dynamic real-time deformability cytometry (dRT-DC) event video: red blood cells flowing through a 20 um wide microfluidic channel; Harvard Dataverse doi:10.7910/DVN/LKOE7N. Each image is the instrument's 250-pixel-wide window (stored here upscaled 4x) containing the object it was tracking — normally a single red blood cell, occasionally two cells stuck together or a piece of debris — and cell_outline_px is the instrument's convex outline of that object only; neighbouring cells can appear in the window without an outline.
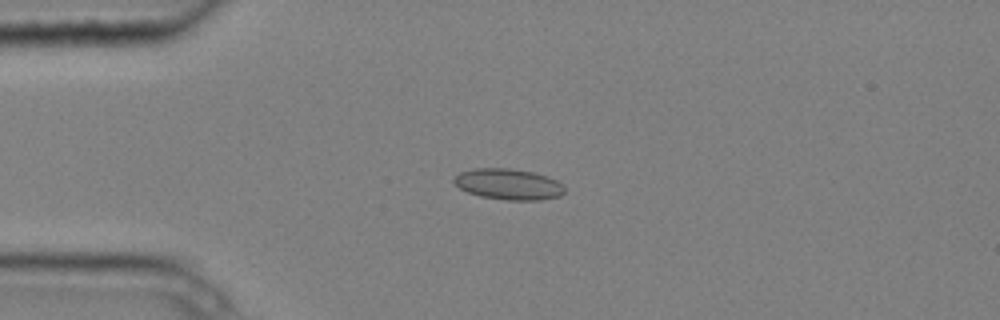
{"species": "common noctule bat (a hibernating species)", "species_latin": "Nyctalus noctula", "temperature_condition": "cold", "stored_images_in_passage": 5, "camera_frame_rate_fps": 3000, "um_per_image_px": 0.085, "animal": {"sex": "male", "body_mass_g": 20.4}, "frame": {"image": 1, "passage_image": 4, "time_ms": 1.0, "image_size_px": [1000, 320], "cell_outline_px": [[564, 192], [560, 196], [540, 200], [504, 200], [480, 196], [468, 192], [460, 188], [452, 180], [460, 172], [476, 168], [508, 168], [532, 172], [548, 176], [564, 184]], "centroid_in_image_um": [43.24, 15.66], "position_along_channel_um": 41.8, "area_um2": 19.94}}